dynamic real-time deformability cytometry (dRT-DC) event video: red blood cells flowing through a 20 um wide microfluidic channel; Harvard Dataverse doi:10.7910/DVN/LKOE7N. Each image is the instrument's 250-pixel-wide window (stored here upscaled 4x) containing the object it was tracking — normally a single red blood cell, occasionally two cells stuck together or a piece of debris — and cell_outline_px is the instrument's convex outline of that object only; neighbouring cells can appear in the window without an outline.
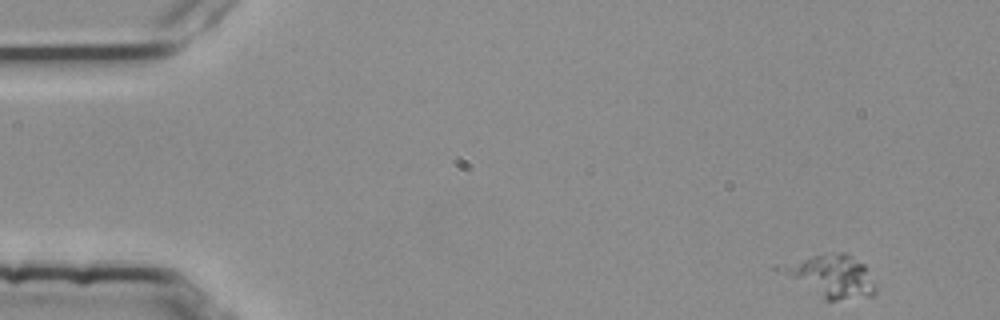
{"species": "common noctule bat (a hibernating species)", "species_latin": "Nyctalus noctula", "temperature_condition": "room temperature", "stored_images_in_passage": 4, "camera_frame_rate_fps": 3000, "um_per_image_px": 0.085, "animal": {"sex": "female", "body_mass_g": 25.1}, "frame": {"image": 1, "passage_image": 1, "time_ms": 0.0, "image_size_px": [1000, 320], "cell_outline_px": [[876, 292], [872, 296], [836, 300], [824, 300], [792, 276], [792, 272], [804, 260], [816, 256], [840, 252], [844, 252], [852, 256], [864, 264]], "centroid_in_image_um": [70.99, 23.53], "position_along_channel_um": 14.0, "area_um2": 20.52}}